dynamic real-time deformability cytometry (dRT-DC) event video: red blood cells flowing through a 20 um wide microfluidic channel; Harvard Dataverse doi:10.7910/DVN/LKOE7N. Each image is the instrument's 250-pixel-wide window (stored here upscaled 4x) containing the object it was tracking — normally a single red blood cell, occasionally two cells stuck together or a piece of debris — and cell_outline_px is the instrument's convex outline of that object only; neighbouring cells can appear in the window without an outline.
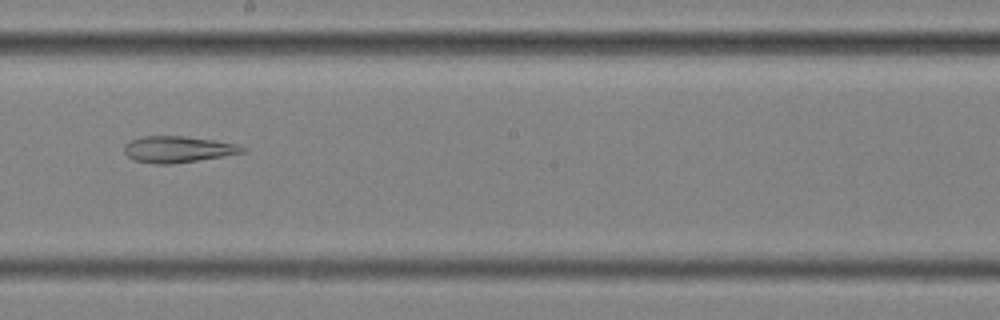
{"species": "common noctule bat (a hibernating species)", "species_latin": "Nyctalus noctula", "temperature_condition": "cold", "stored_images_in_passage": 42, "segment_of_instrument_passage": [2, 2], "camera_frame_rate_fps": 3000, "um_per_image_px": 0.085, "animal": {"sex": "female", "body_mass_g": 25.1}, "frame": {"image": 1, "passage_image": 17, "time_ms": 5.333, "image_size_px": [1000, 320], "cell_outline_px": [[248, 148], [244, 152], [172, 164], [156, 164], [132, 160], [124, 152], [124, 144], [128, 140], [144, 136], [184, 136], [212, 140], [236, 144]], "centroid_in_image_um": [15.05, 12.68], "position_along_channel_um": 233.2, "area_um2": 18.03}}
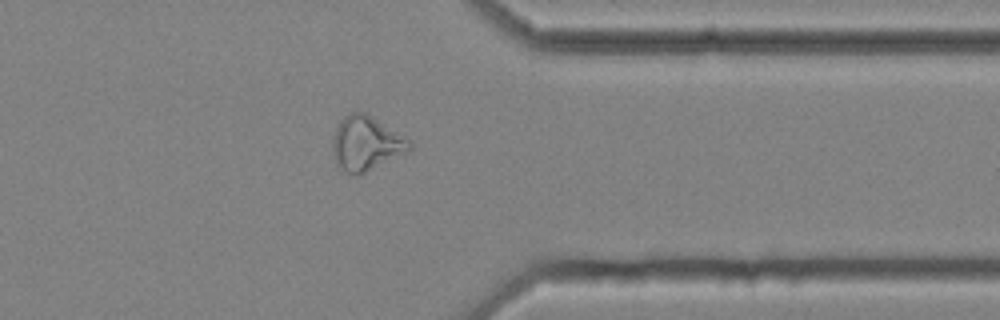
{"frame": {"image": 2, "passage_image": 30, "time_ms": 9.667, "image_size_px": [1000, 320], "cell_outline_px": [[412, 148], [408, 152], [356, 176], [352, 176], [340, 168], [336, 160], [332, 148], [332, 140], [336, 128], [340, 120], [344, 116], [352, 112], [364, 112], [412, 140]], "centroid_in_image_um": [31.13, 12.19], "position_along_channel_um": 380.3, "area_um2": 24.28}}
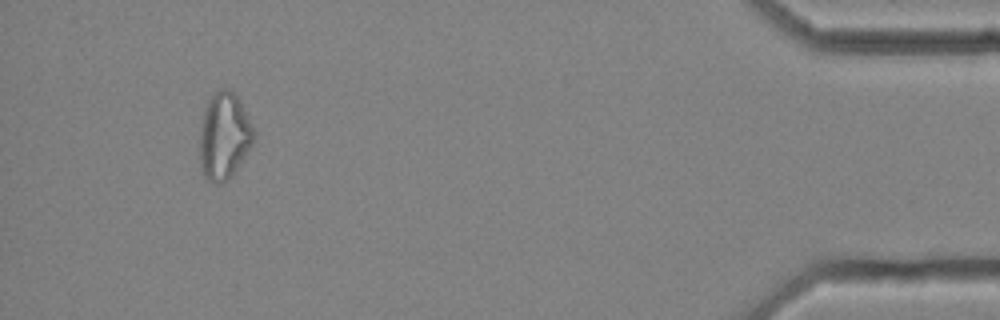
{"frame": {"image": 3, "passage_image": 38, "time_ms": 12.333, "image_size_px": [1000, 320], "cell_outline_px": [[256, 136], [252, 144], [232, 176], [228, 180], [220, 184], [212, 184], [204, 176], [200, 168], [200, 124], [204, 108], [208, 100], [220, 88], [224, 88], [232, 92], [240, 100], [256, 132]], "centroid_in_image_um": [19.04, 11.59], "position_along_channel_um": 416.2, "area_um2": 27.63}}